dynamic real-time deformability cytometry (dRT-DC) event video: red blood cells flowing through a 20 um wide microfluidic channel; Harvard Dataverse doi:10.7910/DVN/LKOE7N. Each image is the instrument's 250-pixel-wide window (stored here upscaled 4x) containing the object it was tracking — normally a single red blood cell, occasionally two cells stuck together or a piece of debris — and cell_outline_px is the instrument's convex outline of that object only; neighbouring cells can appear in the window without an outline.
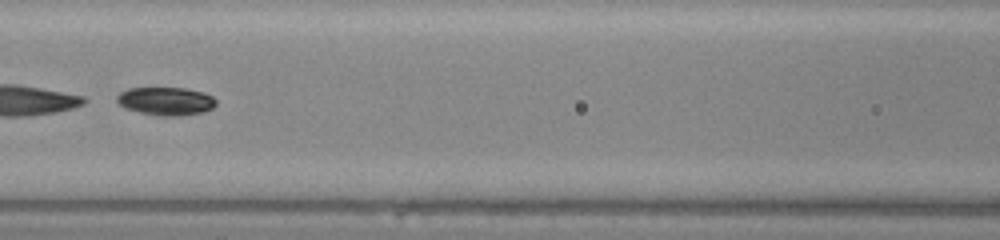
{"species": "common noctule bat (a hibernating species)", "species_latin": "Nyctalus noctula", "temperature_condition": "warm", "stored_images_in_passage": 46, "camera_frame_rate_fps": 3000, "um_per_image_px": 0.085, "animal": {"sex": "male", "body_mass_g": 20.0, "forearm_length_mm": 53.3}, "frame": {"image": 1, "passage_image": 20, "time_ms": 6.333, "image_size_px": [1000, 240], "cell_outline_px": [[216, 104], [212, 108], [204, 112], [176, 116], [160, 116], [140, 112], [124, 108], [116, 100], [116, 96], [120, 92], [128, 88], [184, 88], [204, 92], [212, 96], [216, 100]], "centroid_in_image_um": [14.1, 8.59], "position_along_channel_um": 152.5, "area_um2": 16.3}, "authors_computed_cell_mechanics": {"area_um2": 16.5308, "velocity_mm_per_s": 4.2779, "shape_relaxation_time_tau1_ms": 4.1695, "shape_relaxation_time_tau2_ms": null, "deformation_change_tau1": 0.1021, "deformation_change_tau2": null}}